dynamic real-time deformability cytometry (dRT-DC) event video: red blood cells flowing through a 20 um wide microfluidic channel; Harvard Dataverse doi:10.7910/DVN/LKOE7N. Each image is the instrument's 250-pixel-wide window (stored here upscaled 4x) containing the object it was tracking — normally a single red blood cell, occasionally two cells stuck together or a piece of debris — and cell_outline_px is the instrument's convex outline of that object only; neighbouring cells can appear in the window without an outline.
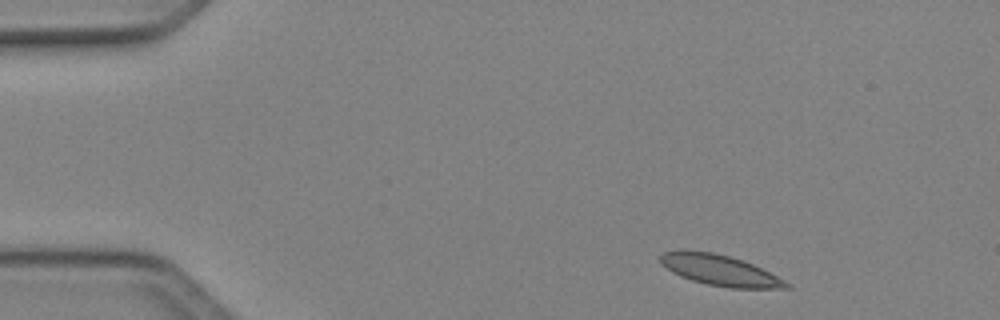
{"species": "Egyptian fruit bat (a non-hibernating species)", "species_latin": "Rousettus aegyptiacus", "temperature_condition": "cold", "stored_images_in_passage": 44, "camera_frame_rate_fps": 3000, "um_per_image_px": 0.085, "animal": {"sex": "female"}, "frame": {"image": 1, "passage_image": 1, "time_ms": 0.0, "image_size_px": [1000, 320], "cell_outline_px": [[792, 288], [728, 288], [708, 284], [692, 280], [680, 276], [672, 272], [660, 264], [660, 256], [664, 252], [680, 248], [712, 252], [744, 260], [792, 284]], "centroid_in_image_um": [61.14, 22.95], "position_along_channel_um": 23.9, "area_um2": 22.72}}
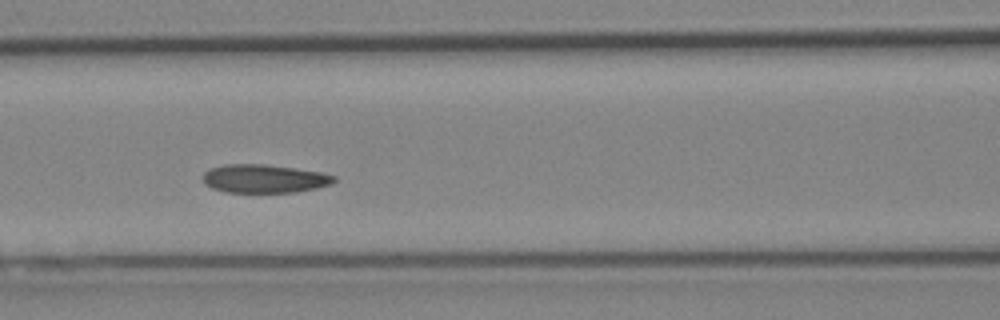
{"frame": {"image": 2, "passage_image": 16, "time_ms": 5.0, "image_size_px": [1000, 320], "cell_outline_px": [[336, 180], [332, 184], [316, 188], [296, 192], [228, 192], [212, 188], [204, 184], [204, 172], [212, 168], [224, 164], [264, 164], [296, 168], [320, 172], [336, 176]], "centroid_in_image_um": [22.48, 15.18], "position_along_channel_um": 144.1, "area_um2": 21.68}}
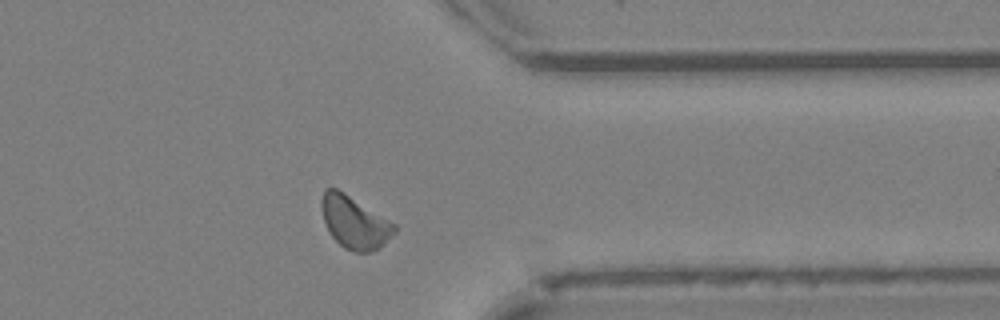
{"frame": {"image": 3, "passage_image": 34, "time_ms": 11.0, "image_size_px": [1000, 320], "cell_outline_px": [[396, 232], [392, 236], [376, 248], [368, 252], [352, 252], [344, 248], [328, 232], [324, 220], [320, 204], [324, 188], [336, 188], [344, 192], [396, 224]], "centroid_in_image_um": [30.11, 18.88], "position_along_channel_um": 381.3, "area_um2": 22.08}, "authors_computed_cell_mechanics": {"area_um2": 21.7617, "velocity_mm_per_s": 4.052, "shape_relaxation_time_tau1_ms": 4.7367, "shape_relaxation_time_tau2_ms": 11.108, "deformation_change_tau1": 0.0878, "deformation_change_tau2": 0.1608}}